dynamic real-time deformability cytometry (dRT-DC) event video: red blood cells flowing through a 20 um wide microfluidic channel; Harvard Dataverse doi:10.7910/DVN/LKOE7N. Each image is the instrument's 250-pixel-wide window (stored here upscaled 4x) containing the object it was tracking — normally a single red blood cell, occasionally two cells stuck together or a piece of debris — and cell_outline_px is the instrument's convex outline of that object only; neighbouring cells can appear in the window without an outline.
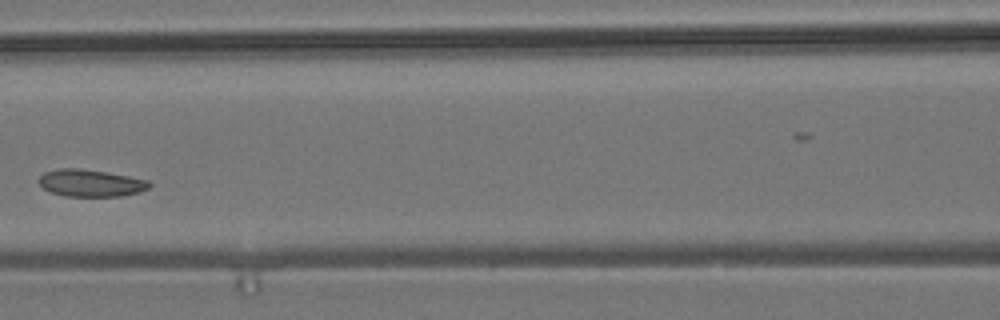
{"species": "common noctule bat (a hibernating species)", "species_latin": "Nyctalus noctula", "temperature_condition": "room temperature", "stored_images_in_passage": 7, "camera_frame_rate_fps": 3000, "um_per_image_px": 0.085, "animal": {"sex": "male", "body_mass_g": 19.2, "forearm_length_mm": 51.8}, "frame": {"image": 1, "passage_image": 6, "time_ms": 5.667, "image_size_px": [1000, 320], "cell_outline_px": [[152, 184], [148, 188], [140, 192], [120, 196], [64, 196], [52, 192], [44, 188], [36, 180], [44, 172], [56, 168], [80, 168], [128, 176], [148, 180]], "centroid_in_image_um": [7.68, 15.55], "position_along_channel_um": 158.9, "area_um2": 17.46}}
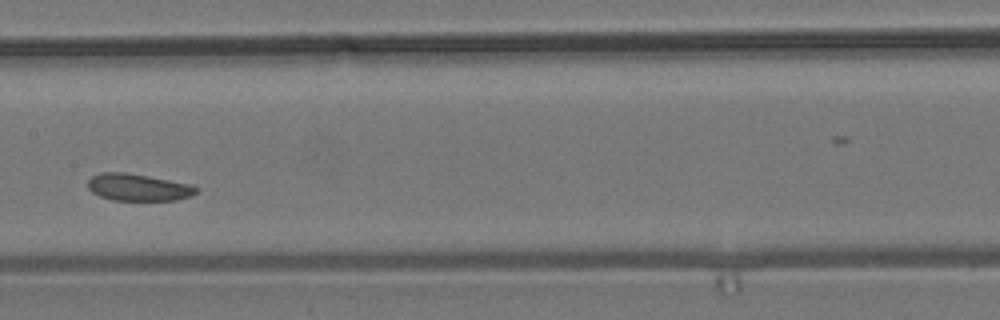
{"frame": {"image": 2, "passage_image": 7, "time_ms": 6.667, "image_size_px": [1000, 320], "cell_outline_px": [[196, 192], [192, 196], [176, 200], [112, 200], [100, 196], [92, 192], [88, 188], [88, 180], [92, 176], [100, 172], [124, 172], [148, 176], [188, 184], [196, 188]], "centroid_in_image_um": [11.69, 15.92], "position_along_channel_um": 195.7, "area_um2": 16.88}}